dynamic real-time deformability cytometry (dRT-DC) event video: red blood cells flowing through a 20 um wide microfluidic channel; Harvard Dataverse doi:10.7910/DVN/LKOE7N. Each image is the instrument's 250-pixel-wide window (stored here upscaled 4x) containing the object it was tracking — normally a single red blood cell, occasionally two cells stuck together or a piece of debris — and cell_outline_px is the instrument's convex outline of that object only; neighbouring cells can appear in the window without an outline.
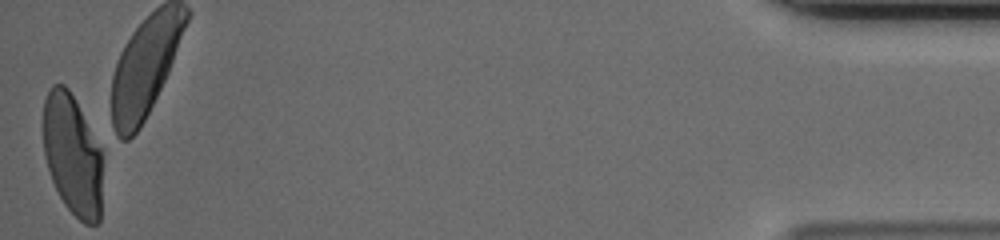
{"species": "human", "species_latin": "Homo sapiens", "temperature_condition": "cold", "stored_images_in_passage": 45, "camera_frame_rate_fps": 3000, "um_per_image_px": 0.085, "donor": {"sex": "male"}, "frame": {"image": 1, "passage_image": 45, "time_ms": 14.667, "image_size_px": [1000, 240], "cell_outline_px": [[104, 148], [100, 224], [84, 224], [64, 204], [52, 180], [44, 156], [44, 100], [52, 84], [64, 84], [68, 88]], "centroid_in_image_um": [6.22, 13.17], "position_along_channel_um": 429.0, "area_um2": 42.77}}